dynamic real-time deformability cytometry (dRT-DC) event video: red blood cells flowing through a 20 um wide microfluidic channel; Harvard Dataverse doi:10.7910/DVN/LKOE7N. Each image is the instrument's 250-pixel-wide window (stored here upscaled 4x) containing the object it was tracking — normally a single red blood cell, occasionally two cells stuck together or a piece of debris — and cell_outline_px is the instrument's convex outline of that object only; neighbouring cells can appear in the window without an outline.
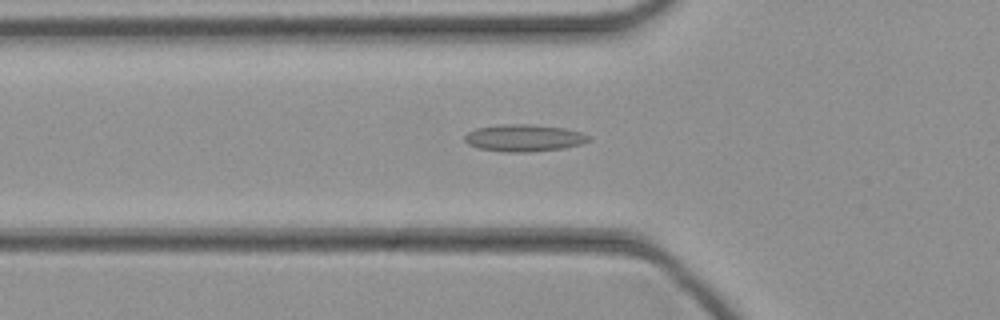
{"species": "common noctule bat (a hibernating species)", "species_latin": "Nyctalus noctula", "temperature_condition": "cold", "stored_images_in_passage": 41, "camera_frame_rate_fps": 3000, "um_per_image_px": 0.085, "animal": {"sex": "female", "body_mass_g": 21.9}, "frame": {"image": 1, "passage_image": 11, "time_ms": 3.333, "image_size_px": [1000, 320], "cell_outline_px": [[592, 140], [580, 144], [564, 148], [528, 152], [504, 152], [480, 148], [468, 144], [464, 140], [464, 136], [468, 132], [476, 128], [500, 124], [532, 124], [564, 128], [580, 132], [592, 136]], "centroid_in_image_um": [44.56, 11.72], "position_along_channel_um": 81.2, "area_um2": 19.65}}
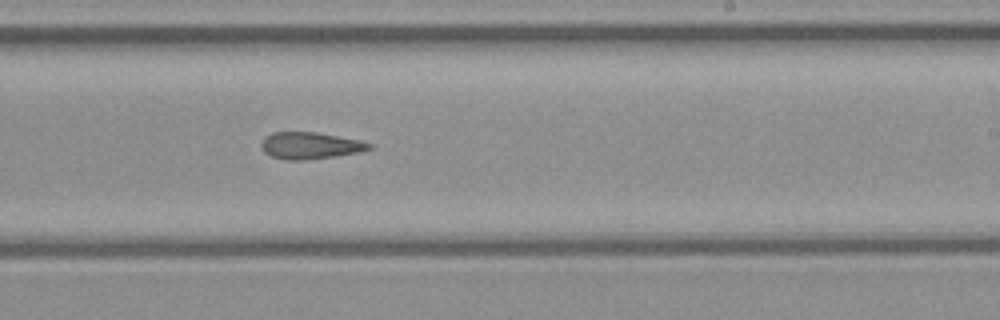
{"frame": {"image": 2, "passage_image": 23, "time_ms": 7.333, "image_size_px": [1000, 320], "cell_outline_px": [[372, 148], [356, 152], [332, 156], [304, 160], [284, 160], [272, 156], [264, 152], [260, 144], [264, 136], [272, 132], [316, 132], [360, 140], [372, 144]], "centroid_in_image_um": [26.3, 12.36], "position_along_channel_um": 262.7, "area_um2": 16.7}}
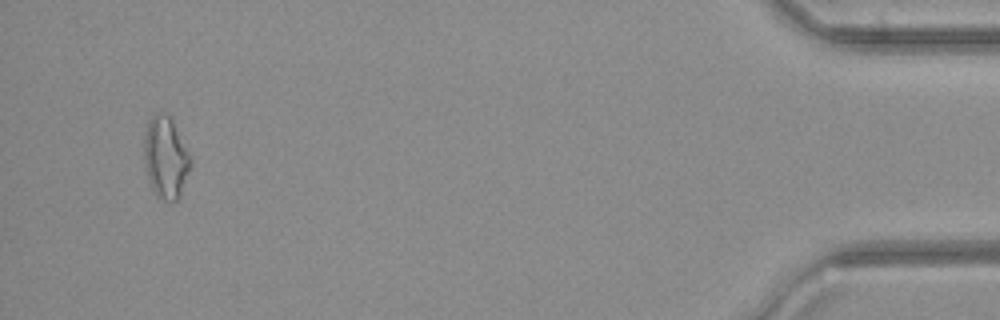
{"frame": {"image": 3, "passage_image": 39, "time_ms": 12.667, "image_size_px": [1000, 320], "cell_outline_px": [[192, 160], [180, 196], [176, 200], [164, 200], [156, 196], [148, 180], [144, 164], [144, 136], [148, 120], [156, 112], [160, 112], [168, 116], [172, 120], [192, 156]], "centroid_in_image_um": [14.07, 13.38], "position_along_channel_um": 421.1, "area_um2": 22.2}}